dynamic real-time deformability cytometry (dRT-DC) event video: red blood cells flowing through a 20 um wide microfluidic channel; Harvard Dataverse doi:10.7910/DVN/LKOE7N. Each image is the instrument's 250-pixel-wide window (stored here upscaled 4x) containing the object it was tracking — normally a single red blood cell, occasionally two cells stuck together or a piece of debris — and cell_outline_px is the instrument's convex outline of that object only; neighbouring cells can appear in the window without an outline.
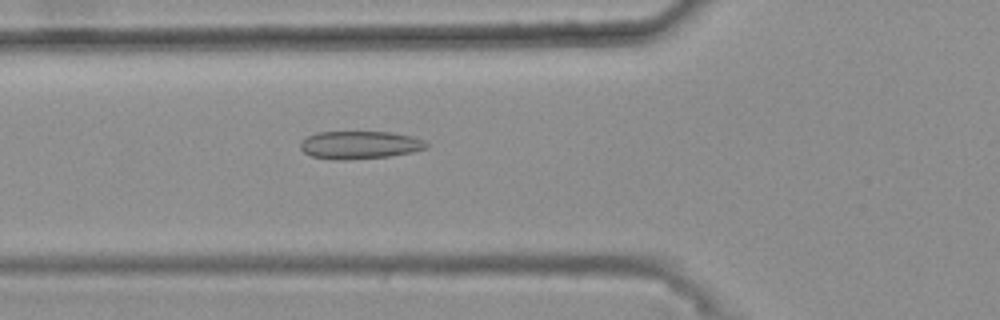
{"species": "common noctule bat (a hibernating species)", "species_latin": "Nyctalus noctula", "temperature_condition": "warm", "stored_images_in_passage": 49, "camera_frame_rate_fps": 3000, "um_per_image_px": 0.085, "animal": {"sex": "female", "body_mass_g": 25.1}, "frame": {"image": 1, "passage_image": 20, "time_ms": 6.333, "image_size_px": [1000, 320], "cell_outline_px": [[428, 148], [412, 152], [388, 156], [348, 160], [332, 160], [312, 156], [304, 152], [300, 148], [300, 140], [316, 132], [392, 132], [412, 136], [424, 140], [428, 144]], "centroid_in_image_um": [30.57, 12.32], "position_along_channel_um": 95.2, "area_um2": 20.63}}
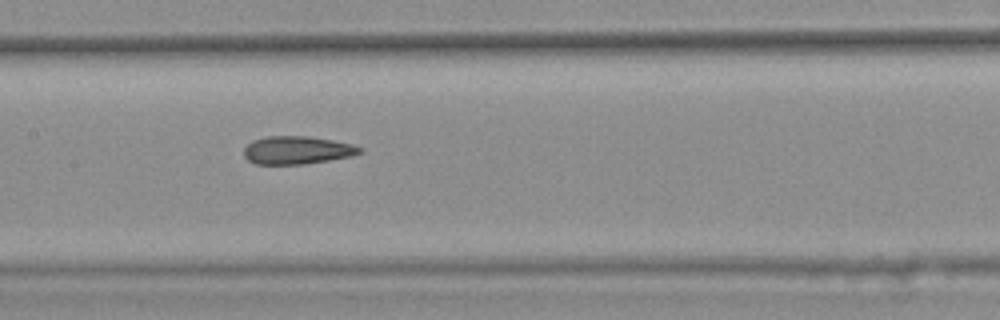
{"frame": {"image": 2, "passage_image": 27, "time_ms": 8.667, "image_size_px": [1000, 320], "cell_outline_px": [[360, 152], [352, 156], [304, 164], [256, 164], [248, 160], [244, 156], [244, 148], [252, 140], [268, 136], [308, 136], [332, 140], [352, 144], [360, 148]], "centroid_in_image_um": [25.21, 12.76], "position_along_channel_um": 182.2, "area_um2": 18.73}}
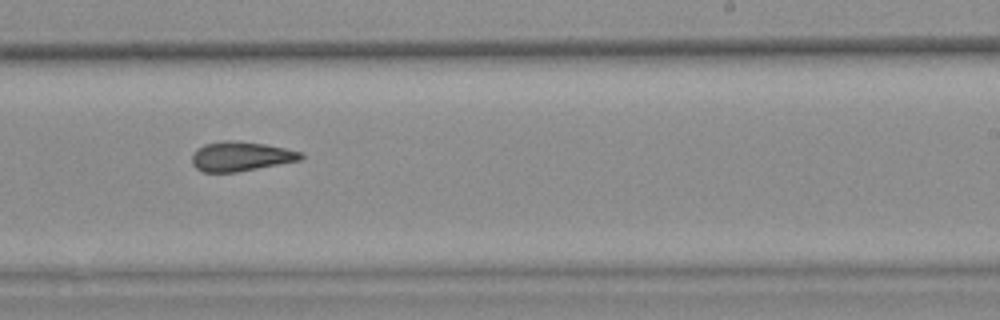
{"frame": {"image": 3, "passage_image": 34, "time_ms": 11.0, "image_size_px": [1000, 320], "cell_outline_px": [[304, 156], [300, 160], [236, 172], [204, 172], [196, 168], [192, 164], [192, 152], [196, 148], [204, 144], [224, 140], [232, 140], [264, 144], [304, 152]], "centroid_in_image_um": [20.44, 13.28], "position_along_channel_um": 268.6, "area_um2": 18.73}, "authors_computed_cell_mechanics": {"area_um2": 19.074, "velocity_mm_per_s": 3.711, "shape_relaxation_time_tau1_ms": null, "shape_relaxation_time_tau2_ms": 3.782, "deformation_change_tau1": null, "deformation_change_tau2": 0.1039}}